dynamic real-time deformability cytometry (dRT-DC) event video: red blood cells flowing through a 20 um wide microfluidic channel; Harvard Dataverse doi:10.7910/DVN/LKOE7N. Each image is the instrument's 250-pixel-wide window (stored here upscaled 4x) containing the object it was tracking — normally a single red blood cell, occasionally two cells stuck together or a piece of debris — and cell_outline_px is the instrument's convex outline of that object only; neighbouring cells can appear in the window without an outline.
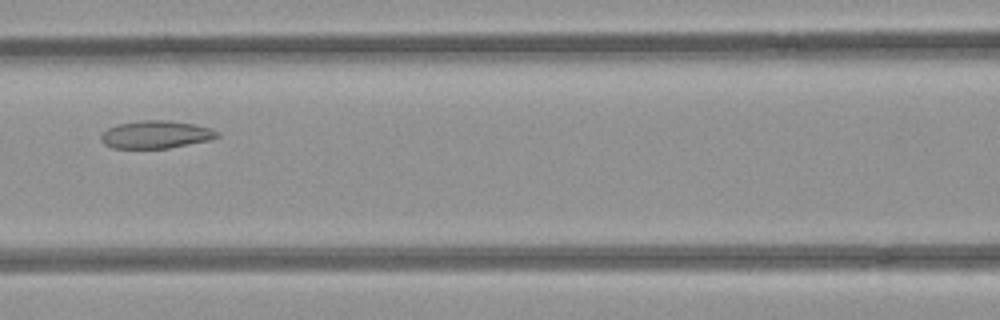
{"species": "common noctule bat (a hibernating species)", "species_latin": "Nyctalus noctula", "temperature_condition": "room temperature", "stored_images_in_passage": 4, "camera_frame_rate_fps": 3000, "um_per_image_px": 0.085, "animal": {"sex": "female", "body_mass_g": 21.9}, "frame": {"image": 1, "passage_image": 3, "time_ms": 0.667, "image_size_px": [1000, 320], "cell_outline_px": [[220, 136], [212, 140], [168, 148], [112, 148], [104, 144], [100, 140], [100, 136], [108, 128], [120, 124], [140, 120], [168, 120], [192, 124], [212, 128], [220, 132]], "centroid_in_image_um": [13.29, 11.44], "position_along_channel_um": 153.3, "area_um2": 18.84}}
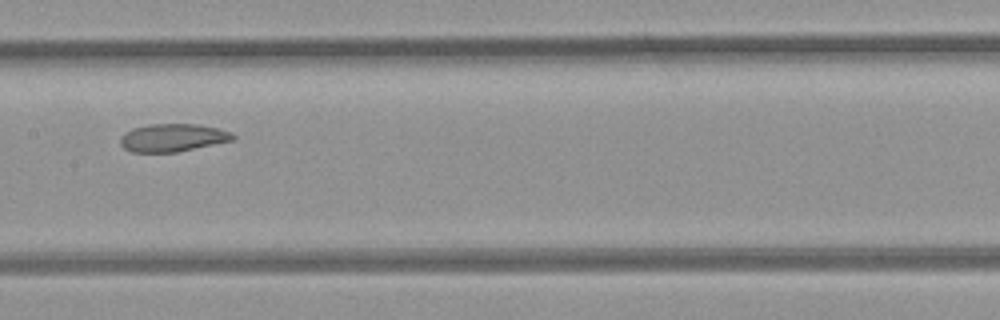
{"frame": {"image": 2, "passage_image": 4, "time_ms": 1.0, "image_size_px": [1000, 320], "cell_outline_px": [[236, 140], [176, 152], [132, 152], [124, 148], [120, 144], [120, 136], [124, 132], [132, 128], [148, 124], [200, 124], [232, 132], [236, 136]], "centroid_in_image_um": [14.69, 11.7], "position_along_channel_um": 192.7, "area_um2": 18.5}}